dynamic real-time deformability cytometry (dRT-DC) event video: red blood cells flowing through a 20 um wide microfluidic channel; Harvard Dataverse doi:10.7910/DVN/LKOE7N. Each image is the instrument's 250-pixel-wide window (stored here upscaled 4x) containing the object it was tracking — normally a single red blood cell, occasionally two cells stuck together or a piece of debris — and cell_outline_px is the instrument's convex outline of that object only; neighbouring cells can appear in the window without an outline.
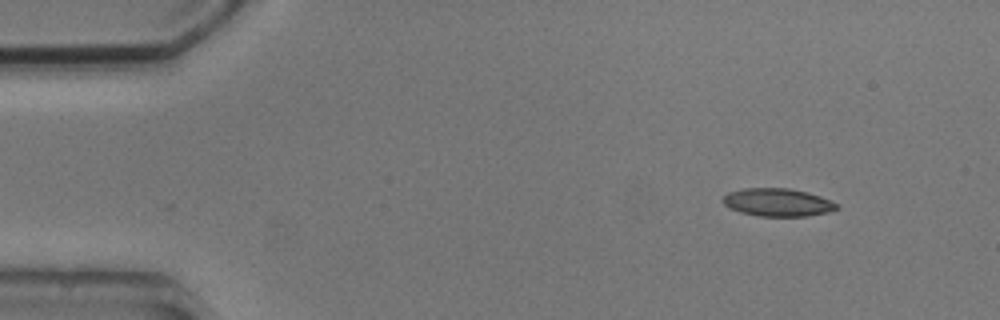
{"species": "common noctule bat (a hibernating species)", "species_latin": "Nyctalus noctula", "temperature_condition": "cold", "stored_images_in_passage": 2, "camera_frame_rate_fps": 3000, "um_per_image_px": 0.085, "animal": {"sex": "male", "body_mass_g": 20.5, "forearm_length_mm": 52.5}, "frame": {"image": 1, "passage_image": 1, "time_ms": 0.0, "image_size_px": [1000, 320], "cell_outline_px": [[840, 208], [828, 212], [808, 216], [760, 216], [740, 212], [728, 208], [724, 204], [724, 196], [728, 192], [744, 188], [788, 188], [808, 192], [832, 200], [840, 204]], "centroid_in_image_um": [66.15, 17.2], "position_along_channel_um": 18.9, "area_um2": 18.67}}